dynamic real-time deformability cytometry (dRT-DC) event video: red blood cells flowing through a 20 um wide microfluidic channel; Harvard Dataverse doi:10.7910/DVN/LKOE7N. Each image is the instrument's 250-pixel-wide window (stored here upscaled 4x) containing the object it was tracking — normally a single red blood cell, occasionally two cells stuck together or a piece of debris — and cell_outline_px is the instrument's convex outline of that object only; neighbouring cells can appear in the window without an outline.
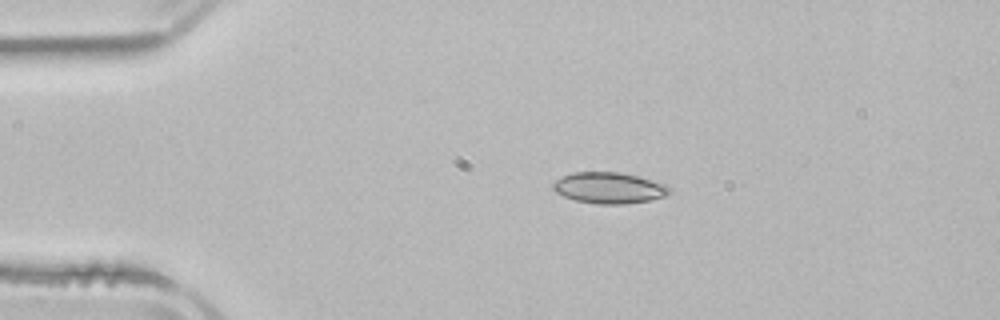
{"species": "common noctule bat (a hibernating species)", "species_latin": "Nyctalus noctula", "temperature_condition": "room temperature", "stored_images_in_passage": 2, "camera_frame_rate_fps": 3000, "um_per_image_px": 0.085, "animal": {"sex": "male", "body_mass_g": 21.5, "forearm_length_mm": 52.0}, "frame": {"image": 1, "passage_image": 1, "time_ms": 0.0, "image_size_px": [1000, 320], "cell_outline_px": [[672, 192], [664, 196], [648, 200], [624, 204], [596, 204], [576, 200], [564, 196], [556, 192], [552, 188], [552, 184], [556, 180], [572, 172], [620, 172], [636, 176], [664, 184], [672, 188]], "centroid_in_image_um": [51.76, 15.97], "position_along_channel_um": 33.2, "area_um2": 20.92}}